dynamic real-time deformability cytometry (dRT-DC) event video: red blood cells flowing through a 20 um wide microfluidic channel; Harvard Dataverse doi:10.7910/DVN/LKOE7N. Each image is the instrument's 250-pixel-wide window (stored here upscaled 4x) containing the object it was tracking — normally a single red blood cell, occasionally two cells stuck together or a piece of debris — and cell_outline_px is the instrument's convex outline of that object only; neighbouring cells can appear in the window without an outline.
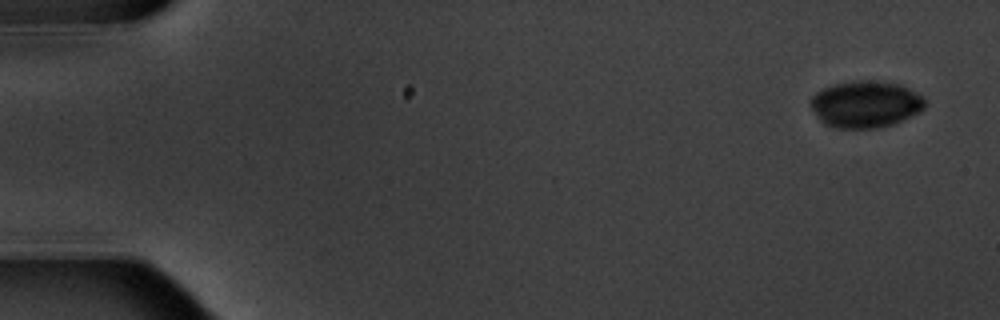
{"species": "common noctule bat (a hibernating species)", "species_latin": "Nyctalus noctula", "temperature_condition": "warm", "stored_images_in_passage": 4, "camera_frame_rate_fps": 3000, "um_per_image_px": 0.085, "animal": {"sex": "male", "body_mass_g": 20.1, "forearm_length_mm": 53.5}, "frame": {"image": 1, "passage_image": 1, "time_ms": 0.0, "image_size_px": [1000, 320], "cell_outline_px": [[924, 108], [920, 112], [892, 124], [876, 128], [836, 128], [824, 124], [816, 116], [808, 104], [812, 96], [816, 92], [824, 88], [836, 84], [856, 80], [864, 80], [900, 84], [924, 96]], "centroid_in_image_um": [73.54, 8.86], "position_along_channel_um": 11.5, "area_um2": 31.15}}